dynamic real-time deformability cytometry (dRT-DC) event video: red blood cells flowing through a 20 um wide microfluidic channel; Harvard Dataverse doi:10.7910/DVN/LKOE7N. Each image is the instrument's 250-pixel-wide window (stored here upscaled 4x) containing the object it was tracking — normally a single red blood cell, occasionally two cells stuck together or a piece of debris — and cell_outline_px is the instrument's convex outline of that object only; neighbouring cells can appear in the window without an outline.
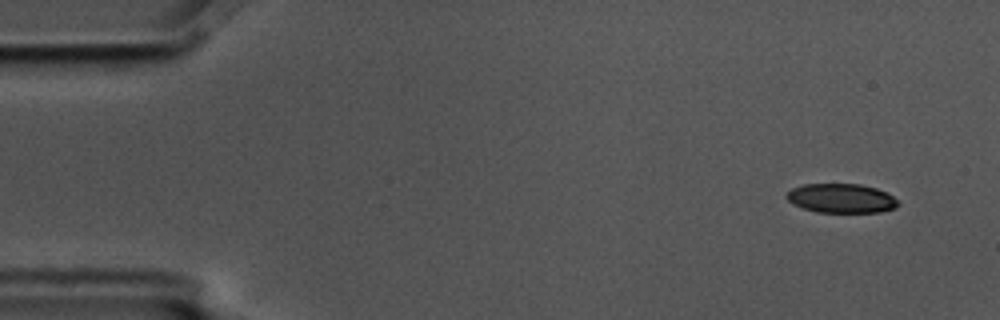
{"species": "common noctule bat (a hibernating species)", "species_latin": "Nyctalus noctula", "temperature_condition": "cold", "stored_images_in_passage": 7, "camera_frame_rate_fps": 3000, "um_per_image_px": 0.085, "animal": {"sex": "male", "body_mass_g": 17.5, "forearm_length_mm": 52.3}, "frame": {"image": 1, "passage_image": 1, "time_ms": 0.0, "image_size_px": [1000, 320], "cell_outline_px": [[900, 204], [896, 208], [880, 212], [816, 212], [792, 204], [784, 196], [792, 188], [804, 184], [860, 184], [876, 188], [888, 192]], "centroid_in_image_um": [71.51, 16.85], "position_along_channel_um": 13.5, "area_um2": 19.07}}
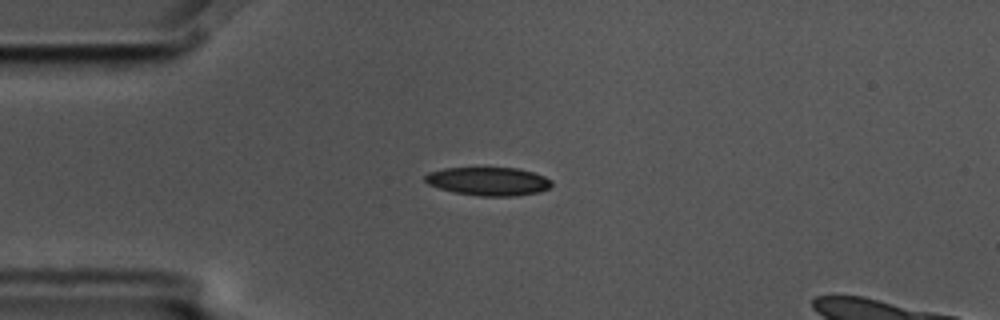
{"frame": {"image": 2, "passage_image": 4, "time_ms": 1.0, "image_size_px": [1000, 320], "cell_outline_px": [[552, 184], [548, 188], [540, 192], [516, 196], [480, 196], [452, 192], [428, 184], [424, 180], [424, 176], [428, 172], [444, 168], [520, 168], [544, 176], [552, 180]], "centroid_in_image_um": [41.51, 15.41], "position_along_channel_um": 43.5, "area_um2": 21.04}}